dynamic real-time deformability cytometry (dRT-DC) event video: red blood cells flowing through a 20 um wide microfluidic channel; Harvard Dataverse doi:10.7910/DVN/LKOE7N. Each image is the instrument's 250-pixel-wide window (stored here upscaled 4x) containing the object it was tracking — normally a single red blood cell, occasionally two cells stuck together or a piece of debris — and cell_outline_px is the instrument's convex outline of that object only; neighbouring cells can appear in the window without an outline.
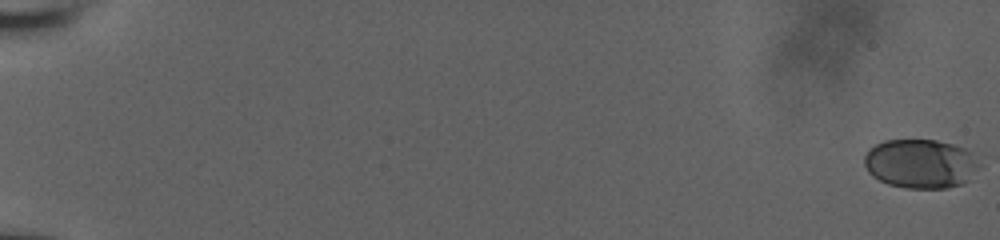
{"species": "human", "species_latin": "Homo sapiens", "temperature_condition": "room temperature", "stored_images_in_passage": 99, "camera_frame_rate_fps": 3000, "um_per_image_px": 0.085, "donor": {"sex": "male"}, "frame": {"image": 1, "passage_image": 1, "time_ms": 0.0, "image_size_px": [1000, 240], "cell_outline_px": [[980, 164], [968, 180], [960, 184], [948, 188], [908, 188], [888, 184], [872, 176], [868, 172], [864, 164], [864, 156], [876, 144], [884, 140], [936, 140], [952, 144], [964, 148], [972, 152]], "centroid_in_image_um": [78.24, 13.91], "position_along_channel_um": 6.8, "area_um2": 32.77}}
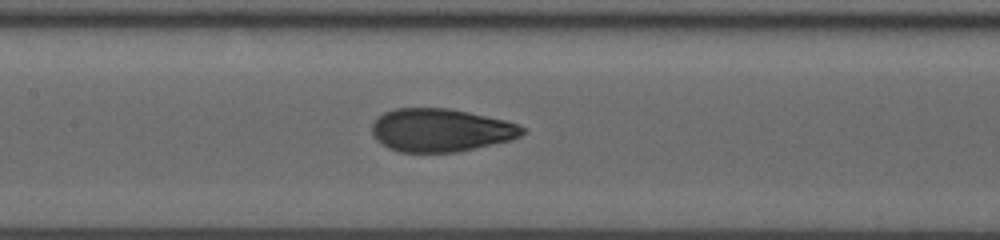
{"frame": {"image": 2, "passage_image": 54, "time_ms": 10.333, "image_size_px": [1000, 240], "cell_outline_px": [[528, 132], [512, 140], [476, 148], [456, 152], [400, 152], [388, 148], [380, 144], [376, 140], [372, 132], [372, 124], [384, 112], [396, 108], [448, 108], [468, 112], [504, 120], [528, 128]], "centroid_in_image_um": [37.49, 11.07], "position_along_channel_um": 169.9, "area_um2": 37.92}}
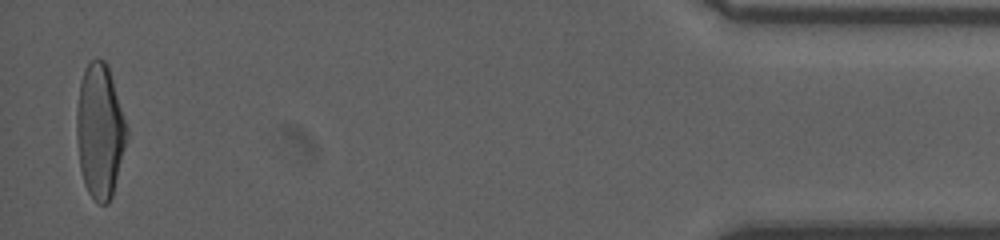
{"frame": {"image": 3, "passage_image": 99, "time_ms": 19.0, "image_size_px": [1000, 240], "cell_outline_px": [[128, 136], [112, 196], [108, 204], [100, 204], [88, 192], [84, 184], [80, 168], [76, 136], [76, 108], [80, 80], [84, 68], [88, 60], [96, 56], [104, 60], [108, 64], [128, 128]], "centroid_in_image_um": [8.48, 11.07], "position_along_channel_um": 426.7, "area_um2": 39.77}, "authors_computed_cell_mechanics": {"area_um2": 37.3966, "velocity_mm_per_s": 3.8443, "shape_relaxation_time_tau1_ms": 4.8541, "shape_relaxation_time_tau2_ms": 0.622, "deformation_change_tau1": 0.1853, "deformation_change_tau2": 0.0571}}